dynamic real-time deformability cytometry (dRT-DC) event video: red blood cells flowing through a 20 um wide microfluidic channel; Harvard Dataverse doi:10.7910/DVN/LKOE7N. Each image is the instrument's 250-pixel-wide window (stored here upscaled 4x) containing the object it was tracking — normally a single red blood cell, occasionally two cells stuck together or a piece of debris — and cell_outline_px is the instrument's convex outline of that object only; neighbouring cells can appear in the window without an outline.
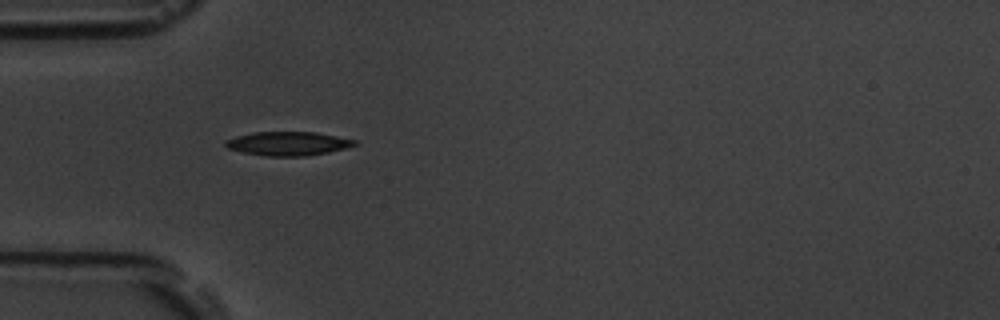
{"species": "common noctule bat (a hibernating species)", "species_latin": "Nyctalus noctula", "temperature_condition": "room temperature", "stored_images_in_passage": 38, "camera_frame_rate_fps": 3000, "um_per_image_px": 0.085, "animal": {"sex": "male", "body_mass_g": 19.5, "forearm_length_mm": 54.6}, "frame": {"image": 1, "passage_image": 1, "time_ms": 0.0, "image_size_px": [1000, 320], "cell_outline_px": [[356, 144], [344, 148], [328, 152], [304, 156], [268, 156], [244, 152], [228, 148], [224, 144], [224, 140], [236, 136], [252, 132], [316, 132], [356, 140]], "centroid_in_image_um": [24.44, 12.19], "position_along_channel_um": 60.6, "area_um2": 17.74}}
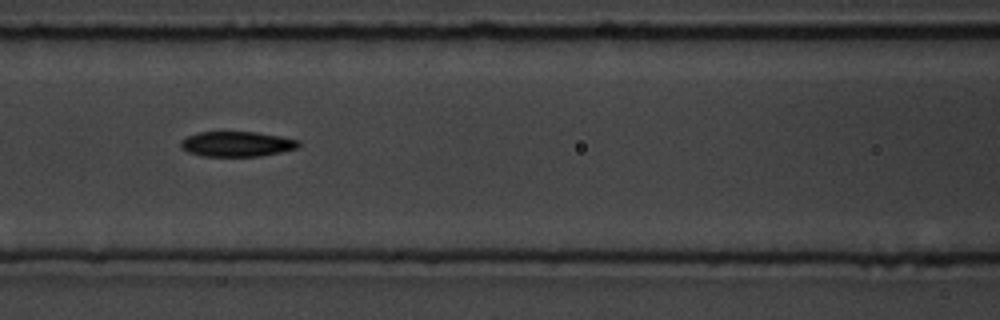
{"frame": {"image": 2, "passage_image": 8, "time_ms": 2.333, "image_size_px": [1000, 320], "cell_outline_px": [[300, 144], [296, 148], [280, 152], [260, 156], [204, 156], [188, 152], [180, 148], [180, 140], [196, 132], [256, 132], [280, 136], [300, 140]], "centroid_in_image_um": [20.1, 12.23], "position_along_channel_um": 146.5, "area_um2": 17.28}}
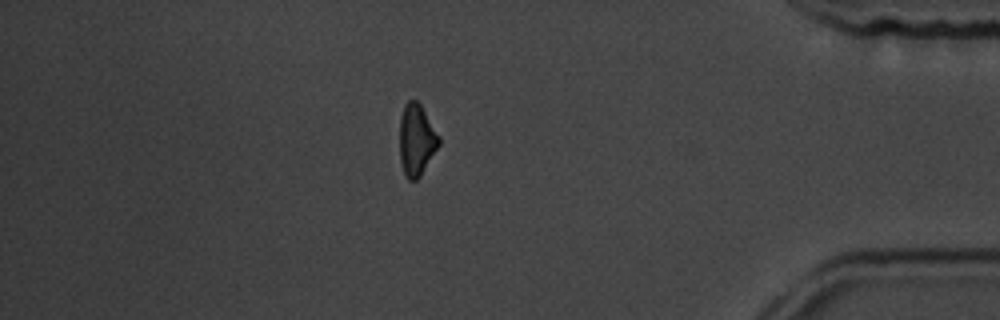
{"frame": {"image": 3, "passage_image": 31, "time_ms": 10.0, "image_size_px": [1000, 320], "cell_outline_px": [[440, 144], [420, 176], [416, 180], [408, 180], [404, 172], [400, 160], [400, 116], [404, 104], [408, 100], [416, 100], [420, 104], [440, 136]], "centroid_in_image_um": [35.4, 11.87], "position_along_channel_um": 399.8, "area_um2": 16.36}, "authors_computed_cell_mechanics": {"area_um2": 17.1088, "velocity_mm_per_s": 3.7919, "shape_relaxation_time_tau1_ms": 2.9559, "shape_relaxation_time_tau2_ms": 4.7947, "deformation_change_tau1": 0.112, "deformation_change_tau2": 0.1331}}